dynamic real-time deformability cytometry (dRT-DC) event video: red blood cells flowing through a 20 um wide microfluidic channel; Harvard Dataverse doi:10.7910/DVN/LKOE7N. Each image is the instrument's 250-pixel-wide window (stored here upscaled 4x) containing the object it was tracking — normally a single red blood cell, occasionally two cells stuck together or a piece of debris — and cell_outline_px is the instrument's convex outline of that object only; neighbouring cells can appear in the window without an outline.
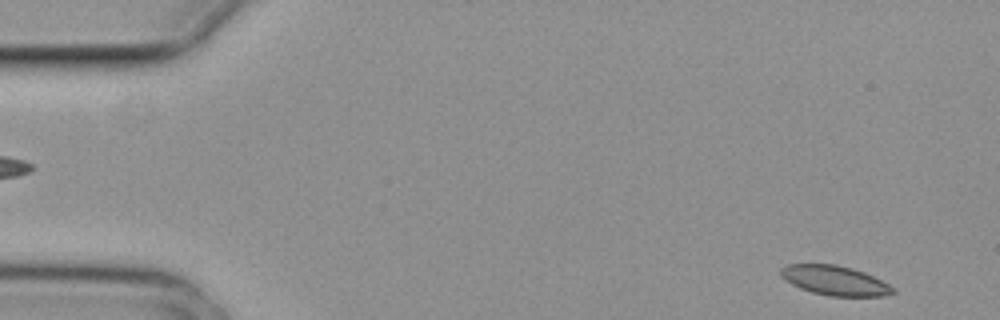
{"species": "common noctule bat (a hibernating species)", "species_latin": "Nyctalus noctula", "temperature_condition": "cold", "stored_images_in_passage": 3, "segment_of_instrument_passage": [2, 2], "camera_frame_rate_fps": 3000, "um_per_image_px": 0.085, "animal": {"sex": "female", "body_mass_g": 29.2, "forearm_length_mm": 56.3}, "frame": {"image": 1, "passage_image": 3, "time_ms": 0.667, "image_size_px": [1000, 320], "cell_outline_px": [[896, 292], [884, 296], [828, 296], [812, 292], [800, 288], [792, 284], [780, 276], [780, 268], [788, 264], [836, 264], [852, 268], [864, 272], [896, 288]], "centroid_in_image_um": [70.96, 23.84], "position_along_channel_um": 14.0, "area_um2": 19.36}}